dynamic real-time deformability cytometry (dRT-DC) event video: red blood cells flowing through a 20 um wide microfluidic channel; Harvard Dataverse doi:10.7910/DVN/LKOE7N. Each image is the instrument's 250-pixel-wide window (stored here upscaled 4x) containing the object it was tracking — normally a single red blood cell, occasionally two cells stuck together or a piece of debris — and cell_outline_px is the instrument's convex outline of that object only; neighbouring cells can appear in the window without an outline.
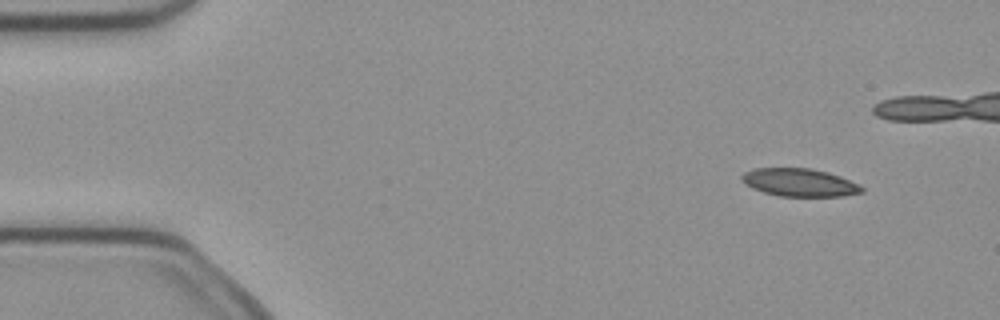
{"species": "common noctule bat (a hibernating species)", "species_latin": "Nyctalus noctula", "temperature_condition": "cold", "stored_images_in_passage": 5, "camera_frame_rate_fps": 3000, "um_per_image_px": 0.085, "animal": {"sex": "female", "body_mass_g": 21.9}, "frame": {"image": 1, "passage_image": 1, "time_ms": 0.0, "image_size_px": [1000, 320], "cell_outline_px": [[864, 192], [844, 196], [780, 196], [764, 192], [752, 188], [740, 180], [740, 176], [744, 172], [756, 168], [808, 168], [828, 172], [840, 176], [864, 188]], "centroid_in_image_um": [67.93, 15.51], "position_along_channel_um": 17.1, "area_um2": 19.42}}